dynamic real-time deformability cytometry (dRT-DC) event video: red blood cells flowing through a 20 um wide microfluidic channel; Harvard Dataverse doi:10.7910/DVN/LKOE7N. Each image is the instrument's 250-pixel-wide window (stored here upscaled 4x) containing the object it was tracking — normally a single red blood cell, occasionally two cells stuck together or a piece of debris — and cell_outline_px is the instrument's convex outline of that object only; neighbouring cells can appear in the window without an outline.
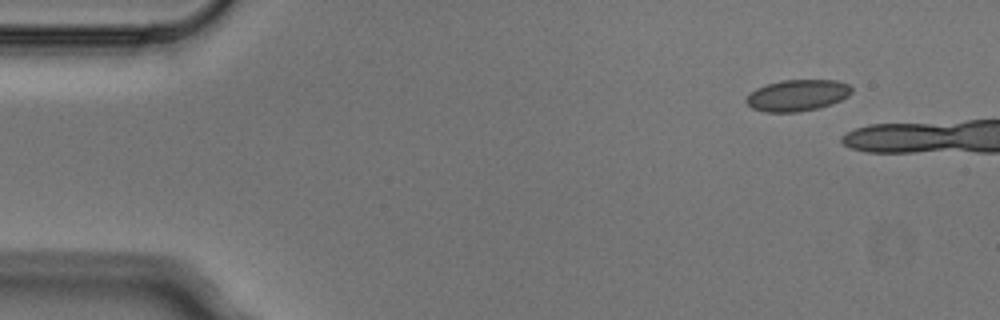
{"species": "Egyptian fruit bat (a non-hibernating species)", "species_latin": "Rousettus aegyptiacus", "temperature_condition": "cold", "stored_images_in_passage": 2, "camera_frame_rate_fps": 3000, "um_per_image_px": 0.085, "animal": {"sex": "male"}, "frame": {"image": 1, "passage_image": 1, "time_ms": 0.0, "image_size_px": [1000, 320], "cell_outline_px": [[852, 92], [848, 96], [832, 104], [820, 108], [796, 112], [764, 112], [752, 108], [744, 100], [748, 92], [764, 84], [784, 80], [836, 80], [848, 84], [852, 88]], "centroid_in_image_um": [67.74, 8.1], "position_along_channel_um": 17.3, "area_um2": 19.54}}